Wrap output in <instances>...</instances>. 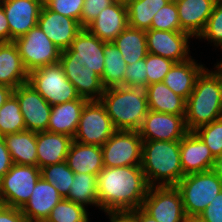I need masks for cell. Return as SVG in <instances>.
<instances>
[{
    "mask_svg": "<svg viewBox=\"0 0 222 222\" xmlns=\"http://www.w3.org/2000/svg\"><path fill=\"white\" fill-rule=\"evenodd\" d=\"M149 187L141 165L104 167L97 176L99 209L129 213L142 206Z\"/></svg>",
    "mask_w": 222,
    "mask_h": 222,
    "instance_id": "obj_1",
    "label": "cell"
},
{
    "mask_svg": "<svg viewBox=\"0 0 222 222\" xmlns=\"http://www.w3.org/2000/svg\"><path fill=\"white\" fill-rule=\"evenodd\" d=\"M216 70L205 68L186 100L185 122L189 132L222 117V63Z\"/></svg>",
    "mask_w": 222,
    "mask_h": 222,
    "instance_id": "obj_2",
    "label": "cell"
},
{
    "mask_svg": "<svg viewBox=\"0 0 222 222\" xmlns=\"http://www.w3.org/2000/svg\"><path fill=\"white\" fill-rule=\"evenodd\" d=\"M141 167L150 187L176 186L184 176L180 140H143Z\"/></svg>",
    "mask_w": 222,
    "mask_h": 222,
    "instance_id": "obj_3",
    "label": "cell"
},
{
    "mask_svg": "<svg viewBox=\"0 0 222 222\" xmlns=\"http://www.w3.org/2000/svg\"><path fill=\"white\" fill-rule=\"evenodd\" d=\"M100 101L116 130L138 131L149 110L145 88L105 89Z\"/></svg>",
    "mask_w": 222,
    "mask_h": 222,
    "instance_id": "obj_4",
    "label": "cell"
},
{
    "mask_svg": "<svg viewBox=\"0 0 222 222\" xmlns=\"http://www.w3.org/2000/svg\"><path fill=\"white\" fill-rule=\"evenodd\" d=\"M186 216H199L222 190V181L211 169L185 175L176 185Z\"/></svg>",
    "mask_w": 222,
    "mask_h": 222,
    "instance_id": "obj_5",
    "label": "cell"
},
{
    "mask_svg": "<svg viewBox=\"0 0 222 222\" xmlns=\"http://www.w3.org/2000/svg\"><path fill=\"white\" fill-rule=\"evenodd\" d=\"M51 106L79 99L60 62L33 70L27 81Z\"/></svg>",
    "mask_w": 222,
    "mask_h": 222,
    "instance_id": "obj_6",
    "label": "cell"
},
{
    "mask_svg": "<svg viewBox=\"0 0 222 222\" xmlns=\"http://www.w3.org/2000/svg\"><path fill=\"white\" fill-rule=\"evenodd\" d=\"M40 177L41 170L37 166L13 164L0 180V203L22 209Z\"/></svg>",
    "mask_w": 222,
    "mask_h": 222,
    "instance_id": "obj_7",
    "label": "cell"
},
{
    "mask_svg": "<svg viewBox=\"0 0 222 222\" xmlns=\"http://www.w3.org/2000/svg\"><path fill=\"white\" fill-rule=\"evenodd\" d=\"M115 131L101 101L90 100L82 109L73 140L82 144L102 146Z\"/></svg>",
    "mask_w": 222,
    "mask_h": 222,
    "instance_id": "obj_8",
    "label": "cell"
},
{
    "mask_svg": "<svg viewBox=\"0 0 222 222\" xmlns=\"http://www.w3.org/2000/svg\"><path fill=\"white\" fill-rule=\"evenodd\" d=\"M13 42L16 44L23 64L29 73L60 62L61 51L38 26Z\"/></svg>",
    "mask_w": 222,
    "mask_h": 222,
    "instance_id": "obj_9",
    "label": "cell"
},
{
    "mask_svg": "<svg viewBox=\"0 0 222 222\" xmlns=\"http://www.w3.org/2000/svg\"><path fill=\"white\" fill-rule=\"evenodd\" d=\"M142 142L138 131L116 130L101 146L104 167L141 165Z\"/></svg>",
    "mask_w": 222,
    "mask_h": 222,
    "instance_id": "obj_10",
    "label": "cell"
},
{
    "mask_svg": "<svg viewBox=\"0 0 222 222\" xmlns=\"http://www.w3.org/2000/svg\"><path fill=\"white\" fill-rule=\"evenodd\" d=\"M141 208L158 222H184L186 218L176 186L149 187Z\"/></svg>",
    "mask_w": 222,
    "mask_h": 222,
    "instance_id": "obj_11",
    "label": "cell"
},
{
    "mask_svg": "<svg viewBox=\"0 0 222 222\" xmlns=\"http://www.w3.org/2000/svg\"><path fill=\"white\" fill-rule=\"evenodd\" d=\"M88 29L83 28L70 47L61 51L60 63H84L90 66L100 77L104 71L103 43Z\"/></svg>",
    "mask_w": 222,
    "mask_h": 222,
    "instance_id": "obj_12",
    "label": "cell"
},
{
    "mask_svg": "<svg viewBox=\"0 0 222 222\" xmlns=\"http://www.w3.org/2000/svg\"><path fill=\"white\" fill-rule=\"evenodd\" d=\"M26 130L47 131L52 106L27 82L13 90Z\"/></svg>",
    "mask_w": 222,
    "mask_h": 222,
    "instance_id": "obj_13",
    "label": "cell"
},
{
    "mask_svg": "<svg viewBox=\"0 0 222 222\" xmlns=\"http://www.w3.org/2000/svg\"><path fill=\"white\" fill-rule=\"evenodd\" d=\"M142 140H181L189 131L185 115H172L148 110L138 130Z\"/></svg>",
    "mask_w": 222,
    "mask_h": 222,
    "instance_id": "obj_14",
    "label": "cell"
},
{
    "mask_svg": "<svg viewBox=\"0 0 222 222\" xmlns=\"http://www.w3.org/2000/svg\"><path fill=\"white\" fill-rule=\"evenodd\" d=\"M187 32L146 30L148 53L162 56L176 62L190 59L189 39Z\"/></svg>",
    "mask_w": 222,
    "mask_h": 222,
    "instance_id": "obj_15",
    "label": "cell"
},
{
    "mask_svg": "<svg viewBox=\"0 0 222 222\" xmlns=\"http://www.w3.org/2000/svg\"><path fill=\"white\" fill-rule=\"evenodd\" d=\"M9 23V42L37 26L43 0H0Z\"/></svg>",
    "mask_w": 222,
    "mask_h": 222,
    "instance_id": "obj_16",
    "label": "cell"
},
{
    "mask_svg": "<svg viewBox=\"0 0 222 222\" xmlns=\"http://www.w3.org/2000/svg\"><path fill=\"white\" fill-rule=\"evenodd\" d=\"M37 26L60 51L68 49L83 29L80 22L49 10L44 4L39 14Z\"/></svg>",
    "mask_w": 222,
    "mask_h": 222,
    "instance_id": "obj_17",
    "label": "cell"
},
{
    "mask_svg": "<svg viewBox=\"0 0 222 222\" xmlns=\"http://www.w3.org/2000/svg\"><path fill=\"white\" fill-rule=\"evenodd\" d=\"M180 159L184 176L211 170L215 162L210 149L194 132L180 140Z\"/></svg>",
    "mask_w": 222,
    "mask_h": 222,
    "instance_id": "obj_18",
    "label": "cell"
},
{
    "mask_svg": "<svg viewBox=\"0 0 222 222\" xmlns=\"http://www.w3.org/2000/svg\"><path fill=\"white\" fill-rule=\"evenodd\" d=\"M63 199L57 189L42 177L36 182L30 199L21 209L27 222H45L51 210Z\"/></svg>",
    "mask_w": 222,
    "mask_h": 222,
    "instance_id": "obj_19",
    "label": "cell"
},
{
    "mask_svg": "<svg viewBox=\"0 0 222 222\" xmlns=\"http://www.w3.org/2000/svg\"><path fill=\"white\" fill-rule=\"evenodd\" d=\"M218 0H175L181 32L198 38L204 31L208 18Z\"/></svg>",
    "mask_w": 222,
    "mask_h": 222,
    "instance_id": "obj_20",
    "label": "cell"
},
{
    "mask_svg": "<svg viewBox=\"0 0 222 222\" xmlns=\"http://www.w3.org/2000/svg\"><path fill=\"white\" fill-rule=\"evenodd\" d=\"M128 26L127 6L113 3L86 28L98 39L112 42Z\"/></svg>",
    "mask_w": 222,
    "mask_h": 222,
    "instance_id": "obj_21",
    "label": "cell"
},
{
    "mask_svg": "<svg viewBox=\"0 0 222 222\" xmlns=\"http://www.w3.org/2000/svg\"><path fill=\"white\" fill-rule=\"evenodd\" d=\"M73 138L64 134L49 131L36 132L37 167L66 161Z\"/></svg>",
    "mask_w": 222,
    "mask_h": 222,
    "instance_id": "obj_22",
    "label": "cell"
},
{
    "mask_svg": "<svg viewBox=\"0 0 222 222\" xmlns=\"http://www.w3.org/2000/svg\"><path fill=\"white\" fill-rule=\"evenodd\" d=\"M67 79L74 85L78 95L90 100H100L104 93L101 77L84 63H61Z\"/></svg>",
    "mask_w": 222,
    "mask_h": 222,
    "instance_id": "obj_23",
    "label": "cell"
},
{
    "mask_svg": "<svg viewBox=\"0 0 222 222\" xmlns=\"http://www.w3.org/2000/svg\"><path fill=\"white\" fill-rule=\"evenodd\" d=\"M29 72L14 42L0 43V85L16 89L27 83Z\"/></svg>",
    "mask_w": 222,
    "mask_h": 222,
    "instance_id": "obj_24",
    "label": "cell"
},
{
    "mask_svg": "<svg viewBox=\"0 0 222 222\" xmlns=\"http://www.w3.org/2000/svg\"><path fill=\"white\" fill-rule=\"evenodd\" d=\"M88 100L80 97L52 105L47 131L74 137L83 107Z\"/></svg>",
    "mask_w": 222,
    "mask_h": 222,
    "instance_id": "obj_25",
    "label": "cell"
},
{
    "mask_svg": "<svg viewBox=\"0 0 222 222\" xmlns=\"http://www.w3.org/2000/svg\"><path fill=\"white\" fill-rule=\"evenodd\" d=\"M205 69L195 59H188L183 62H176L166 74L163 83L174 93L187 100L192 93L197 77Z\"/></svg>",
    "mask_w": 222,
    "mask_h": 222,
    "instance_id": "obj_26",
    "label": "cell"
},
{
    "mask_svg": "<svg viewBox=\"0 0 222 222\" xmlns=\"http://www.w3.org/2000/svg\"><path fill=\"white\" fill-rule=\"evenodd\" d=\"M66 162L74 173L98 176L100 170L104 168L102 148L73 140L66 156Z\"/></svg>",
    "mask_w": 222,
    "mask_h": 222,
    "instance_id": "obj_27",
    "label": "cell"
},
{
    "mask_svg": "<svg viewBox=\"0 0 222 222\" xmlns=\"http://www.w3.org/2000/svg\"><path fill=\"white\" fill-rule=\"evenodd\" d=\"M145 92L149 110L172 115L186 114V100L163 82L146 86Z\"/></svg>",
    "mask_w": 222,
    "mask_h": 222,
    "instance_id": "obj_28",
    "label": "cell"
},
{
    "mask_svg": "<svg viewBox=\"0 0 222 222\" xmlns=\"http://www.w3.org/2000/svg\"><path fill=\"white\" fill-rule=\"evenodd\" d=\"M3 138L13 164L37 166L36 132L24 130Z\"/></svg>",
    "mask_w": 222,
    "mask_h": 222,
    "instance_id": "obj_29",
    "label": "cell"
},
{
    "mask_svg": "<svg viewBox=\"0 0 222 222\" xmlns=\"http://www.w3.org/2000/svg\"><path fill=\"white\" fill-rule=\"evenodd\" d=\"M127 65L145 59L148 54L146 31L127 26L113 41Z\"/></svg>",
    "mask_w": 222,
    "mask_h": 222,
    "instance_id": "obj_30",
    "label": "cell"
},
{
    "mask_svg": "<svg viewBox=\"0 0 222 222\" xmlns=\"http://www.w3.org/2000/svg\"><path fill=\"white\" fill-rule=\"evenodd\" d=\"M104 71L101 82L104 89L124 86L127 64L118 47L112 42L103 43Z\"/></svg>",
    "mask_w": 222,
    "mask_h": 222,
    "instance_id": "obj_31",
    "label": "cell"
},
{
    "mask_svg": "<svg viewBox=\"0 0 222 222\" xmlns=\"http://www.w3.org/2000/svg\"><path fill=\"white\" fill-rule=\"evenodd\" d=\"M171 0H129L127 3L128 26L149 30L155 14Z\"/></svg>",
    "mask_w": 222,
    "mask_h": 222,
    "instance_id": "obj_32",
    "label": "cell"
},
{
    "mask_svg": "<svg viewBox=\"0 0 222 222\" xmlns=\"http://www.w3.org/2000/svg\"><path fill=\"white\" fill-rule=\"evenodd\" d=\"M74 203L99 207L97 194V176L86 173H74L73 183L65 198Z\"/></svg>",
    "mask_w": 222,
    "mask_h": 222,
    "instance_id": "obj_33",
    "label": "cell"
},
{
    "mask_svg": "<svg viewBox=\"0 0 222 222\" xmlns=\"http://www.w3.org/2000/svg\"><path fill=\"white\" fill-rule=\"evenodd\" d=\"M26 130L17 97L12 93L0 108V136Z\"/></svg>",
    "mask_w": 222,
    "mask_h": 222,
    "instance_id": "obj_34",
    "label": "cell"
},
{
    "mask_svg": "<svg viewBox=\"0 0 222 222\" xmlns=\"http://www.w3.org/2000/svg\"><path fill=\"white\" fill-rule=\"evenodd\" d=\"M40 170L41 177L51 183L63 198H66L74 178V172L68 167L67 162L48 165Z\"/></svg>",
    "mask_w": 222,
    "mask_h": 222,
    "instance_id": "obj_35",
    "label": "cell"
},
{
    "mask_svg": "<svg viewBox=\"0 0 222 222\" xmlns=\"http://www.w3.org/2000/svg\"><path fill=\"white\" fill-rule=\"evenodd\" d=\"M88 215L85 206L63 198L45 222H89Z\"/></svg>",
    "mask_w": 222,
    "mask_h": 222,
    "instance_id": "obj_36",
    "label": "cell"
},
{
    "mask_svg": "<svg viewBox=\"0 0 222 222\" xmlns=\"http://www.w3.org/2000/svg\"><path fill=\"white\" fill-rule=\"evenodd\" d=\"M194 133L207 145L215 159L222 155V117L199 127Z\"/></svg>",
    "mask_w": 222,
    "mask_h": 222,
    "instance_id": "obj_37",
    "label": "cell"
},
{
    "mask_svg": "<svg viewBox=\"0 0 222 222\" xmlns=\"http://www.w3.org/2000/svg\"><path fill=\"white\" fill-rule=\"evenodd\" d=\"M149 30L181 32L175 0H171L155 14Z\"/></svg>",
    "mask_w": 222,
    "mask_h": 222,
    "instance_id": "obj_38",
    "label": "cell"
},
{
    "mask_svg": "<svg viewBox=\"0 0 222 222\" xmlns=\"http://www.w3.org/2000/svg\"><path fill=\"white\" fill-rule=\"evenodd\" d=\"M198 39H207L214 46L222 49V0H218L213 8V12L208 18L204 31Z\"/></svg>",
    "mask_w": 222,
    "mask_h": 222,
    "instance_id": "obj_39",
    "label": "cell"
},
{
    "mask_svg": "<svg viewBox=\"0 0 222 222\" xmlns=\"http://www.w3.org/2000/svg\"><path fill=\"white\" fill-rule=\"evenodd\" d=\"M174 63L175 62L170 59L148 53L145 57L147 86L153 83L163 82L166 74Z\"/></svg>",
    "mask_w": 222,
    "mask_h": 222,
    "instance_id": "obj_40",
    "label": "cell"
},
{
    "mask_svg": "<svg viewBox=\"0 0 222 222\" xmlns=\"http://www.w3.org/2000/svg\"><path fill=\"white\" fill-rule=\"evenodd\" d=\"M43 4L53 12L70 17L81 25L84 0H44Z\"/></svg>",
    "mask_w": 222,
    "mask_h": 222,
    "instance_id": "obj_41",
    "label": "cell"
},
{
    "mask_svg": "<svg viewBox=\"0 0 222 222\" xmlns=\"http://www.w3.org/2000/svg\"><path fill=\"white\" fill-rule=\"evenodd\" d=\"M147 72L145 59L127 65L124 87L145 88L147 86Z\"/></svg>",
    "mask_w": 222,
    "mask_h": 222,
    "instance_id": "obj_42",
    "label": "cell"
},
{
    "mask_svg": "<svg viewBox=\"0 0 222 222\" xmlns=\"http://www.w3.org/2000/svg\"><path fill=\"white\" fill-rule=\"evenodd\" d=\"M113 3L112 0H84L81 13V27L87 28L103 9Z\"/></svg>",
    "mask_w": 222,
    "mask_h": 222,
    "instance_id": "obj_43",
    "label": "cell"
},
{
    "mask_svg": "<svg viewBox=\"0 0 222 222\" xmlns=\"http://www.w3.org/2000/svg\"><path fill=\"white\" fill-rule=\"evenodd\" d=\"M213 199L200 216L206 222H222V190Z\"/></svg>",
    "mask_w": 222,
    "mask_h": 222,
    "instance_id": "obj_44",
    "label": "cell"
},
{
    "mask_svg": "<svg viewBox=\"0 0 222 222\" xmlns=\"http://www.w3.org/2000/svg\"><path fill=\"white\" fill-rule=\"evenodd\" d=\"M0 222H27L21 209L0 204Z\"/></svg>",
    "mask_w": 222,
    "mask_h": 222,
    "instance_id": "obj_45",
    "label": "cell"
},
{
    "mask_svg": "<svg viewBox=\"0 0 222 222\" xmlns=\"http://www.w3.org/2000/svg\"><path fill=\"white\" fill-rule=\"evenodd\" d=\"M13 162L3 136H0V180L10 170Z\"/></svg>",
    "mask_w": 222,
    "mask_h": 222,
    "instance_id": "obj_46",
    "label": "cell"
},
{
    "mask_svg": "<svg viewBox=\"0 0 222 222\" xmlns=\"http://www.w3.org/2000/svg\"><path fill=\"white\" fill-rule=\"evenodd\" d=\"M9 42V23L0 2V43Z\"/></svg>",
    "mask_w": 222,
    "mask_h": 222,
    "instance_id": "obj_47",
    "label": "cell"
},
{
    "mask_svg": "<svg viewBox=\"0 0 222 222\" xmlns=\"http://www.w3.org/2000/svg\"><path fill=\"white\" fill-rule=\"evenodd\" d=\"M129 214L137 221V222H158L152 216L147 214L141 207L132 210Z\"/></svg>",
    "mask_w": 222,
    "mask_h": 222,
    "instance_id": "obj_48",
    "label": "cell"
},
{
    "mask_svg": "<svg viewBox=\"0 0 222 222\" xmlns=\"http://www.w3.org/2000/svg\"><path fill=\"white\" fill-rule=\"evenodd\" d=\"M110 222H137L129 213H110Z\"/></svg>",
    "mask_w": 222,
    "mask_h": 222,
    "instance_id": "obj_49",
    "label": "cell"
},
{
    "mask_svg": "<svg viewBox=\"0 0 222 222\" xmlns=\"http://www.w3.org/2000/svg\"><path fill=\"white\" fill-rule=\"evenodd\" d=\"M13 93V89L7 86L0 85V108Z\"/></svg>",
    "mask_w": 222,
    "mask_h": 222,
    "instance_id": "obj_50",
    "label": "cell"
},
{
    "mask_svg": "<svg viewBox=\"0 0 222 222\" xmlns=\"http://www.w3.org/2000/svg\"><path fill=\"white\" fill-rule=\"evenodd\" d=\"M212 170L217 174L218 178L222 181V155L215 159Z\"/></svg>",
    "mask_w": 222,
    "mask_h": 222,
    "instance_id": "obj_51",
    "label": "cell"
},
{
    "mask_svg": "<svg viewBox=\"0 0 222 222\" xmlns=\"http://www.w3.org/2000/svg\"><path fill=\"white\" fill-rule=\"evenodd\" d=\"M184 222H206V221L199 215V216H186Z\"/></svg>",
    "mask_w": 222,
    "mask_h": 222,
    "instance_id": "obj_52",
    "label": "cell"
},
{
    "mask_svg": "<svg viewBox=\"0 0 222 222\" xmlns=\"http://www.w3.org/2000/svg\"><path fill=\"white\" fill-rule=\"evenodd\" d=\"M114 3H120L123 5H127V3L129 2V0H112Z\"/></svg>",
    "mask_w": 222,
    "mask_h": 222,
    "instance_id": "obj_53",
    "label": "cell"
}]
</instances>
